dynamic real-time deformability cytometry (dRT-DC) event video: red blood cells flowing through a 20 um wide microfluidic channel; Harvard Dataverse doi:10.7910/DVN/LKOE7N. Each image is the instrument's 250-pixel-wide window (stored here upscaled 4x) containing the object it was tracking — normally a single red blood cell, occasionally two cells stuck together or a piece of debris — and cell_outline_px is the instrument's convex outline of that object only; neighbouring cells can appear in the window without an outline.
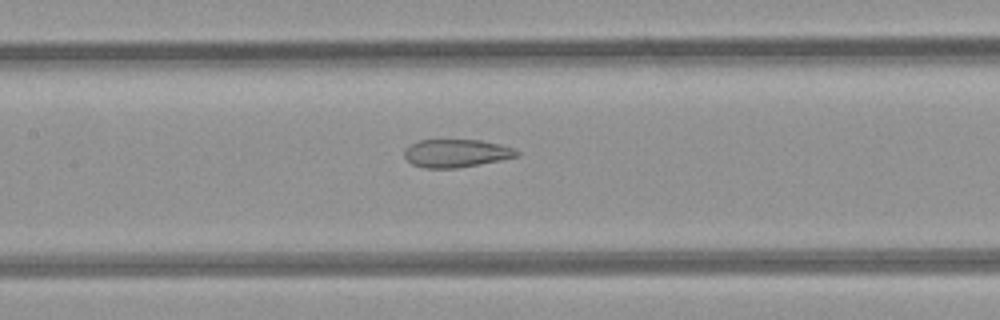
{"species": "common noctule bat (a hibernating species)", "species_latin": "Nyctalus noctula", "temperature_condition": "room temperature", "stored_images_in_passage": 21, "camera_frame_rate_fps": 3000, "um_per_image_px": 0.085, "animal": {"sex": "female", "body_mass_g": 21.9}, "frame": {"image": 1, "passage_image": 11, "time_ms": 3.333, "image_size_px": [1000, 320], "cell_outline_px": [[520, 156], [500, 160], [456, 168], [424, 168], [412, 164], [404, 156], [404, 152], [412, 144], [420, 140], [480, 140], [500, 144], [512, 148], [520, 152]], "centroid_in_image_um": [38.8, 13.03], "position_along_channel_um": 168.6, "area_um2": 18.15}}
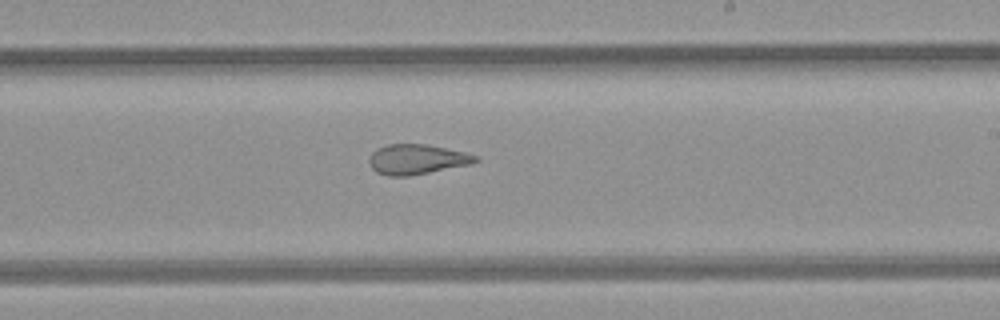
{"frame": {"image": 2, "passage_image": 17, "time_ms": 5.333, "image_size_px": [1000, 320], "cell_outline_px": [[480, 160], [472, 164], [408, 176], [388, 176], [376, 172], [368, 164], [368, 160], [372, 152], [388, 144], [424, 144], [464, 152], [480, 156]], "centroid_in_image_um": [35.44, 13.55], "position_along_channel_um": 253.6, "area_um2": 18.55}}
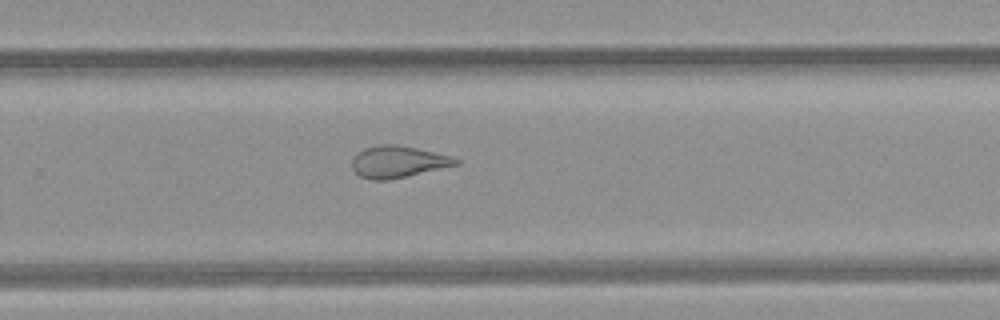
{"frame": {"image": 3, "passage_image": 20, "time_ms": 6.333, "image_size_px": [1000, 320], "cell_outline_px": [[460, 164], [388, 180], [372, 180], [360, 176], [352, 168], [352, 160], [364, 148], [380, 144], [396, 144], [416, 148], [452, 156], [460, 160]], "centroid_in_image_um": [33.84, 13.75], "position_along_channel_um": 296.0, "area_um2": 19.02}}